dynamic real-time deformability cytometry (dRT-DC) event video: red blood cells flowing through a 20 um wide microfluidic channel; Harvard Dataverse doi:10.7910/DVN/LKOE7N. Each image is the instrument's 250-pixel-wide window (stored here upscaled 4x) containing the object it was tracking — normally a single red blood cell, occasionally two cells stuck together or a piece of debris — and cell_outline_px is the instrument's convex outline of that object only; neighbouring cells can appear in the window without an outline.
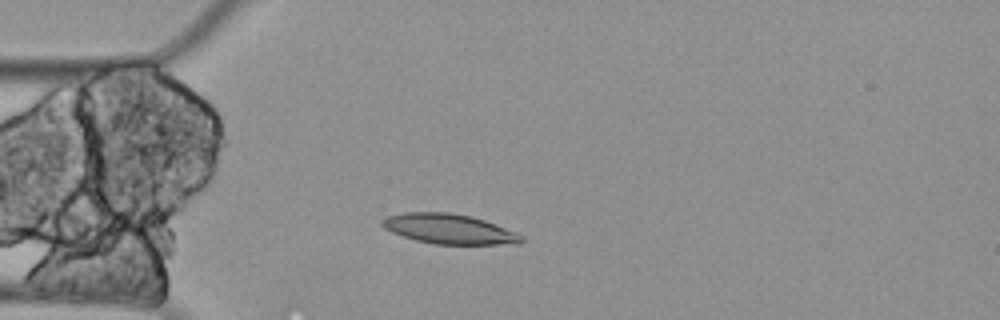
{"species": "Egyptian fruit bat (a non-hibernating species)", "species_latin": "Rousettus aegyptiacus", "temperature_condition": "cold", "stored_images_in_passage": 4, "camera_frame_rate_fps": 3000, "um_per_image_px": 0.085, "animal": {"sex": "female"}, "frame": {"image": 1, "passage_image": 3, "time_ms": 0.667, "image_size_px": [1000, 320], "cell_outline_px": [[524, 240], [516, 244], [432, 244], [416, 240], [392, 232], [384, 228], [380, 224], [380, 220], [388, 216], [404, 212], [448, 212], [472, 216], [484, 220], [516, 232], [524, 236]], "centroid_in_image_um": [38.16, 19.46], "position_along_channel_um": 46.8, "area_um2": 24.28}}